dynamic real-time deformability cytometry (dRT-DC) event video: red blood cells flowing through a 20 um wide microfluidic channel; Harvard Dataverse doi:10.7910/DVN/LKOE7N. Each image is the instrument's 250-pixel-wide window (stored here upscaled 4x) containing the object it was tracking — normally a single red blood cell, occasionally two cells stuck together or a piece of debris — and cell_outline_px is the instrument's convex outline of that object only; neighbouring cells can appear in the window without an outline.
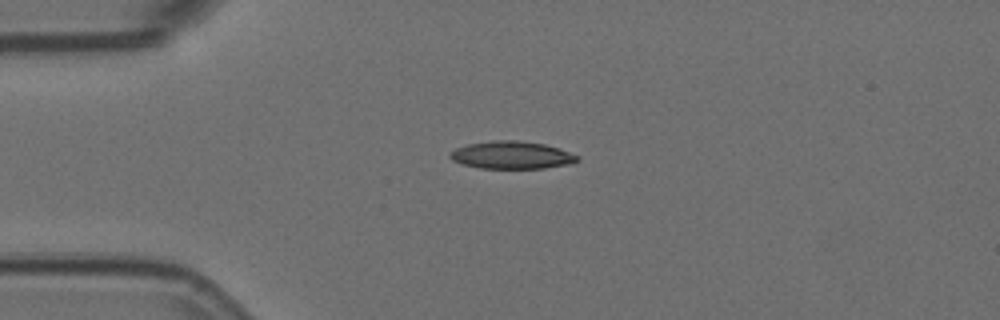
{"species": "Egyptian fruit bat (a non-hibernating species)", "species_latin": "Rousettus aegyptiacus", "temperature_condition": "room temperature", "stored_images_in_passage": 1, "camera_frame_rate_fps": 3000, "um_per_image_px": 0.085, "animal": {"sex": "female"}, "frame": {"image": 1, "passage_image": 1, "time_ms": 0.0, "image_size_px": [1000, 320], "cell_outline_px": [[580, 160], [572, 164], [544, 168], [480, 168], [464, 164], [452, 160], [448, 156], [456, 148], [468, 144], [492, 140], [516, 140], [544, 144], [560, 148], [580, 156]], "centroid_in_image_um": [43.55, 13.18], "position_along_channel_um": 41.4, "area_um2": 20.52}}